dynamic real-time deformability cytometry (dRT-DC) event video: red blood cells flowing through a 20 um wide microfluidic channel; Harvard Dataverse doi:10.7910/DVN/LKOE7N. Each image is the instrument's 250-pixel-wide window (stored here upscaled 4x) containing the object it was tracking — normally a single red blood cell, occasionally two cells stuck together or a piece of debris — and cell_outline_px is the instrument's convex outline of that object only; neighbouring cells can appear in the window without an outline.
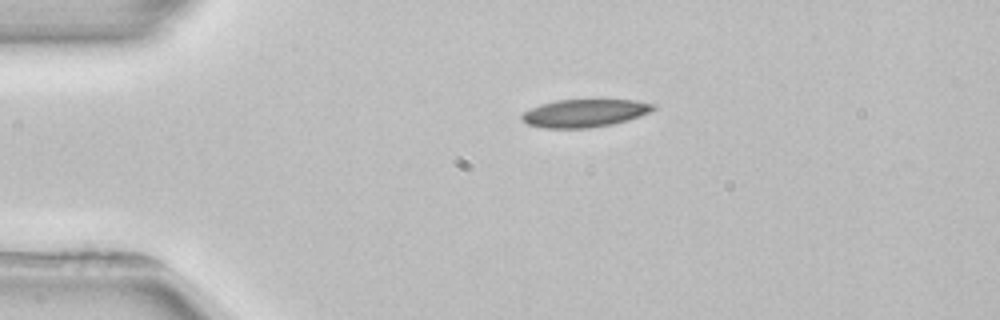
{"species": "common noctule bat (a hibernating species)", "species_latin": "Nyctalus noctula", "temperature_condition": "room temperature", "stored_images_in_passage": 2, "camera_frame_rate_fps": 3000, "um_per_image_px": 0.085, "animal": {"sex": "female", "body_mass_g": 22.7, "forearm_length_mm": 54.2}, "frame": {"image": 1, "passage_image": 1, "time_ms": 0.0, "image_size_px": [1000, 320], "cell_outline_px": [[656, 108], [640, 116], [628, 120], [612, 124], [588, 128], [544, 128], [528, 124], [520, 120], [520, 116], [524, 112], [532, 108], [544, 104], [560, 100], [632, 100], [656, 104]], "centroid_in_image_um": [49.7, 9.62], "position_along_channel_um": 35.3, "area_um2": 21.1}}